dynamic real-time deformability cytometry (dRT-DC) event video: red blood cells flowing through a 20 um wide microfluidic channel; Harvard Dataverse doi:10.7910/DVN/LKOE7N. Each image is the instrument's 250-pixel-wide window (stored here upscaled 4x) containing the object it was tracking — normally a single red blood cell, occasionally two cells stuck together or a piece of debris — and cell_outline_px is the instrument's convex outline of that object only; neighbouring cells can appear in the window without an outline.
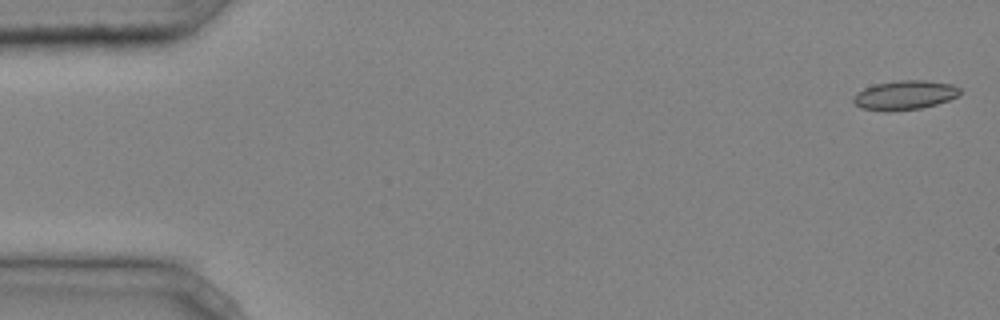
{"species": "common noctule bat (a hibernating species)", "species_latin": "Nyctalus noctula", "temperature_condition": "cold", "stored_images_in_passage": 42, "camera_frame_rate_fps": 3000, "um_per_image_px": 0.085, "animal": {"sex": "male", "body_mass_g": 20.4}, "frame": {"image": 1, "passage_image": 1, "time_ms": 0.0, "image_size_px": [1000, 320], "cell_outline_px": [[960, 92], [956, 96], [948, 100], [936, 104], [920, 108], [888, 112], [884, 112], [860, 108], [852, 100], [856, 92], [864, 88], [876, 84], [900, 80], [924, 80], [952, 84], [960, 88]], "centroid_in_image_um": [76.86, 8.09], "position_along_channel_um": 8.1, "area_um2": 18.15}}
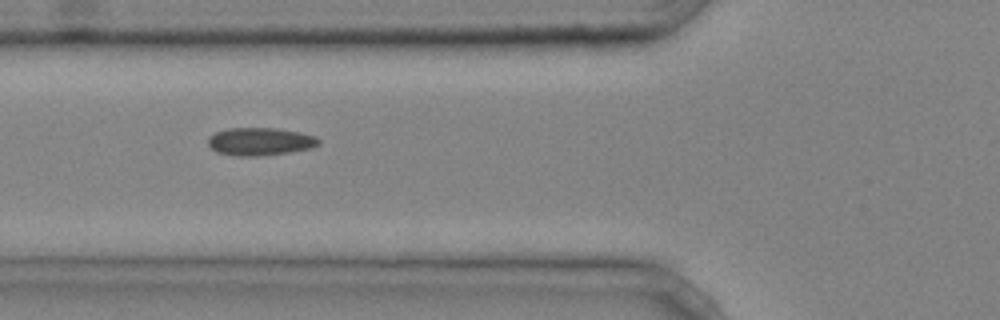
{"frame": {"image": 2, "passage_image": 17, "time_ms": 5.333, "image_size_px": [1000, 320], "cell_outline_px": [[320, 144], [312, 148], [288, 152], [260, 156], [236, 156], [216, 152], [208, 144], [208, 136], [216, 132], [228, 128], [276, 128], [300, 132], [316, 136], [320, 140]], "centroid_in_image_um": [22.11, 12.03], "position_along_channel_um": 103.7, "area_um2": 18.03}}
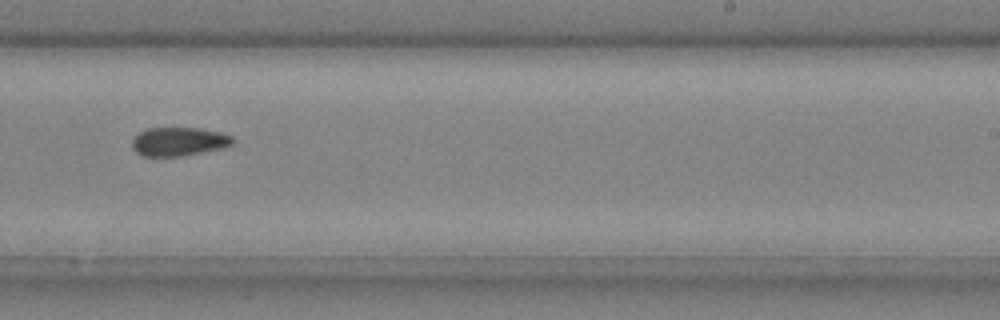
{"frame": {"image": 3, "passage_image": 29, "time_ms": 9.333, "image_size_px": [1000, 320], "cell_outline_px": [[236, 140], [232, 144], [224, 148], [184, 156], [140, 156], [132, 148], [132, 140], [140, 132], [148, 128], [200, 128], [220, 132], [232, 136]], "centroid_in_image_um": [15.22, 12.04], "position_along_channel_um": 273.8, "area_um2": 16.99}}